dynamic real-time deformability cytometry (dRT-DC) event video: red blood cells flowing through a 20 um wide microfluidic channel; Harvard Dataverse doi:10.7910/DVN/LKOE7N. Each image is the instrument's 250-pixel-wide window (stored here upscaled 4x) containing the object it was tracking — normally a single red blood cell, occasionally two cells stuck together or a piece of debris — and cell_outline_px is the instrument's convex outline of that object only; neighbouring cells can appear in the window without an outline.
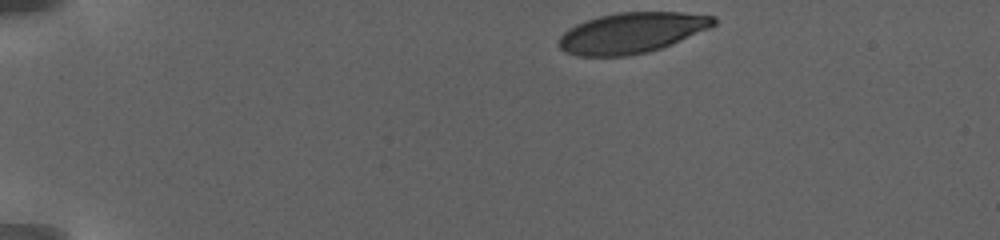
{"species": "human", "species_latin": "Homo sapiens", "temperature_condition": "warm", "stored_images_in_passage": 43, "camera_frame_rate_fps": 3000, "um_per_image_px": 0.085, "donor": {"sex": "female"}, "frame": {"image": 1, "passage_image": 1, "time_ms": 0.0, "image_size_px": [1000, 240], "cell_outline_px": [[716, 24], [712, 28], [672, 44], [648, 52], [628, 56], [576, 56], [564, 52], [560, 48], [560, 36], [568, 28], [576, 24], [600, 16], [620, 12], [680, 12], [716, 16]], "centroid_in_image_um": [53.73, 2.79], "position_along_channel_um": 31.3, "area_um2": 36.76}}
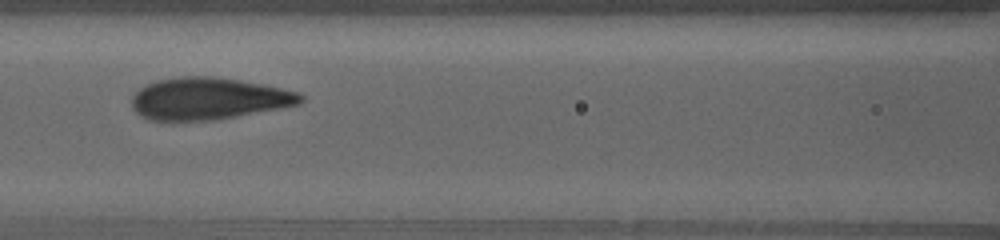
{"frame": {"image": 2, "passage_image": 19, "time_ms": 7.333, "image_size_px": [1000, 240], "cell_outline_px": [[304, 100], [300, 104], [280, 108], [236, 116], [212, 120], [148, 120], [136, 112], [132, 108], [132, 96], [144, 84], [156, 80], [180, 76], [212, 76], [240, 80], [300, 92], [304, 96]], "centroid_in_image_um": [17.7, 8.37], "position_along_channel_um": 148.9, "area_um2": 41.27}}
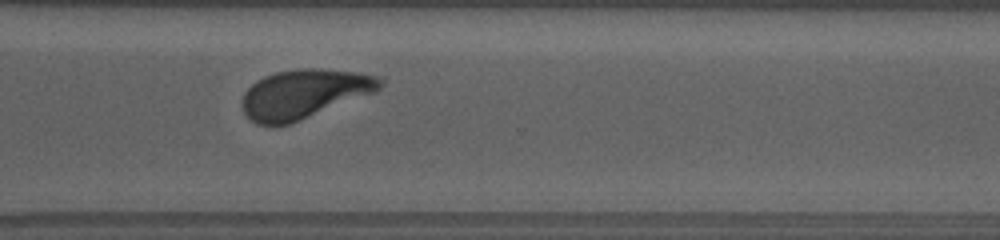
{"frame": {"image": 3, "passage_image": 37, "time_ms": 14.333, "image_size_px": [1000, 240], "cell_outline_px": [[384, 80], [380, 88], [376, 92], [288, 124], [256, 124], [244, 112], [244, 92], [256, 80], [264, 76], [276, 72], [296, 68], [320, 68], [356, 72], [384, 76]], "centroid_in_image_um": [25.91, 7.94], "position_along_channel_um": 344.7, "area_um2": 39.13}, "authors_computed_cell_mechanics": {"area_um2": 40.46, "velocity_mm_per_s": 2.8064, "shape_relaxation_time_tau1_ms": 4.41, "shape_relaxation_time_tau2_ms": null, "deformation_change_tau1": 0.1867, "deformation_change_tau2": null}}